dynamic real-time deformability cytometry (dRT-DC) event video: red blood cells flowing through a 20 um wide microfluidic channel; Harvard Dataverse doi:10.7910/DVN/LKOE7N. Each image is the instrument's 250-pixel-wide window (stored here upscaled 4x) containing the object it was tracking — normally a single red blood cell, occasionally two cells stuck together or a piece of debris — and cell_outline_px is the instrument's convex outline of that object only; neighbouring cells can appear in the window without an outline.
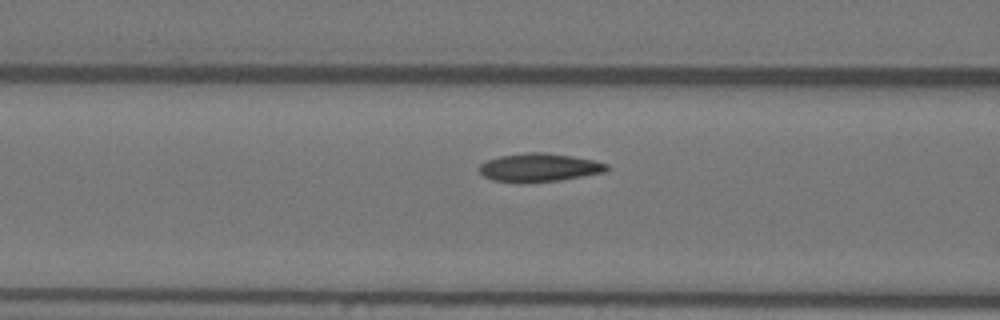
{"species": "Egyptian fruit bat (a non-hibernating species)", "species_latin": "Rousettus aegyptiacus", "temperature_condition": "warm", "stored_images_in_passage": 35, "camera_frame_rate_fps": 3000, "um_per_image_px": 0.085, "animal": {"sex": "female"}, "frame": {"image": 1, "passage_image": 8, "time_ms": 2.333, "image_size_px": [1000, 320], "cell_outline_px": [[608, 168], [604, 172], [560, 180], [492, 180], [484, 176], [480, 172], [480, 164], [488, 160], [500, 156], [528, 152], [544, 152], [572, 156], [592, 160], [608, 164]], "centroid_in_image_um": [45.86, 14.2], "position_along_channel_um": 120.7, "area_um2": 20.11}}
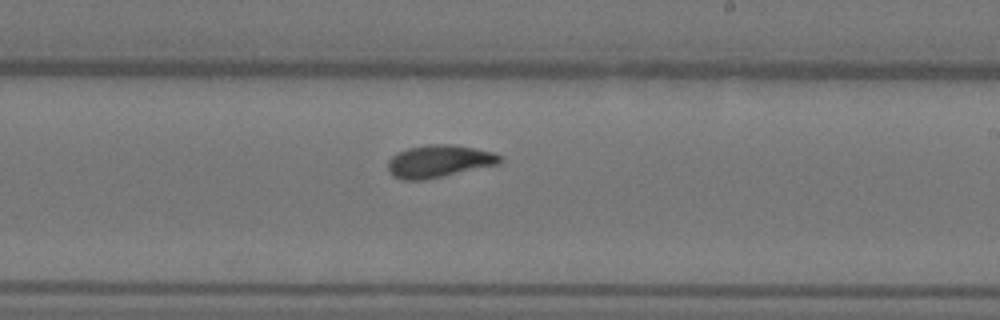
{"frame": {"image": 2, "passage_image": 19, "time_ms": 6.0, "image_size_px": [1000, 320], "cell_outline_px": [[504, 160], [500, 164], [424, 180], [404, 180], [392, 176], [388, 172], [388, 160], [392, 156], [408, 148], [428, 144], [452, 144], [476, 148], [492, 152], [500, 156]], "centroid_in_image_um": [37.32, 13.71], "position_along_channel_um": 251.7, "area_um2": 21.27}}
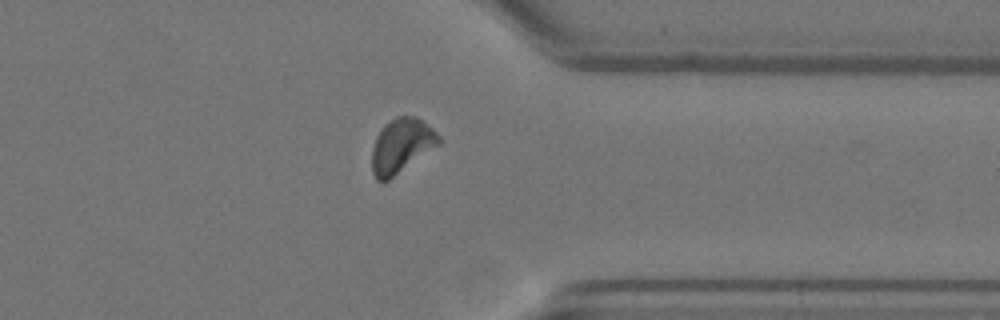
{"frame": {"image": 3, "passage_image": 30, "time_ms": 9.667, "image_size_px": [1000, 320], "cell_outline_px": [[440, 144], [388, 180], [376, 180], [372, 172], [372, 148], [376, 136], [384, 124], [396, 116], [416, 116], [432, 128], [440, 136]], "centroid_in_image_um": [34.11, 12.37], "position_along_channel_um": 377.3, "area_um2": 21.04}, "authors_computed_cell_mechanics": {"area_um2": 20.7502, "velocity_mm_per_s": 3.5848, "shape_relaxation_time_tau1_ms": 5.619, "shape_relaxation_time_tau2_ms": 1.3803, "deformation_change_tau1": 0.1399, "deformation_change_tau2": 0.0502}}